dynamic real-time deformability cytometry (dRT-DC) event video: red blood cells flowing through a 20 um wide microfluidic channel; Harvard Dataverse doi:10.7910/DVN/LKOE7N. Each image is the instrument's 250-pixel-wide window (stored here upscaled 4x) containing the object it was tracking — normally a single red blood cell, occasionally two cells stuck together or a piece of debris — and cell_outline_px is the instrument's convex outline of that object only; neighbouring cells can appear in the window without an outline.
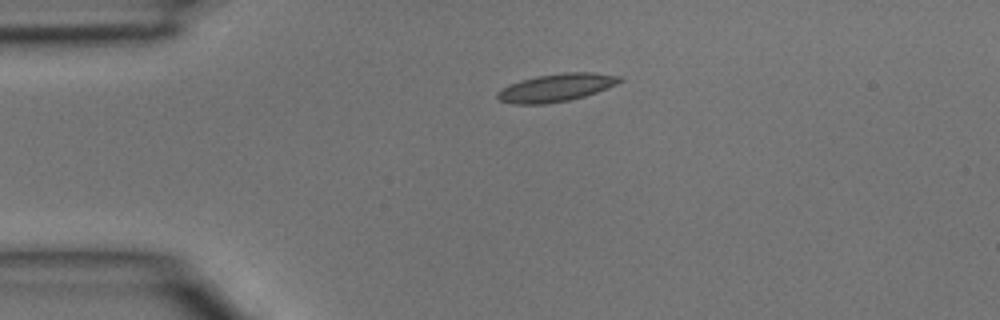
{"species": "common noctule bat (a hibernating species)", "species_latin": "Nyctalus noctula", "temperature_condition": "room temperature", "stored_images_in_passage": 2, "camera_frame_rate_fps": 3000, "um_per_image_px": 0.085, "animal": {"sex": "male", "body_mass_g": 15.6}, "frame": {"image": 1, "passage_image": 1, "time_ms": 0.0, "image_size_px": [1000, 320], "cell_outline_px": [[624, 80], [616, 84], [596, 92], [584, 96], [568, 100], [544, 104], [512, 104], [500, 100], [496, 96], [496, 92], [500, 88], [508, 84], [520, 80], [536, 76], [564, 72], [596, 72], [620, 76]], "centroid_in_image_um": [47.24, 7.44], "position_along_channel_um": 37.8, "area_um2": 19.94}}